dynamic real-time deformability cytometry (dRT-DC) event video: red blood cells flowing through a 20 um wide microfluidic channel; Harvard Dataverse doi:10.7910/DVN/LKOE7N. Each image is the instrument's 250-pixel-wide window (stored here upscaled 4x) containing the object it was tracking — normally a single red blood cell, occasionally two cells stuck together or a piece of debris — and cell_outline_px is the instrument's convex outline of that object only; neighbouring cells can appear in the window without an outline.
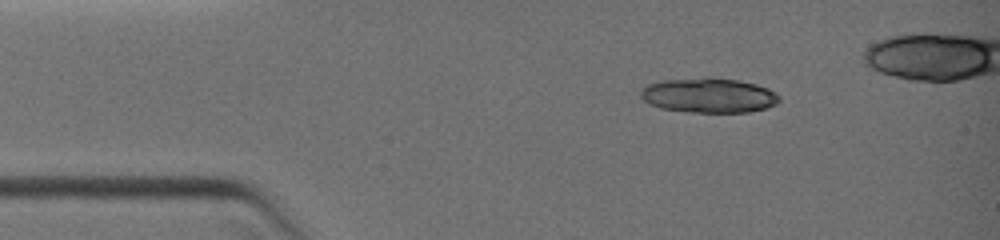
{"species": "common noctule bat (a hibernating species)", "species_latin": "Nyctalus noctula", "temperature_condition": "warm", "stored_images_in_passage": 16, "camera_frame_rate_fps": 3000, "um_per_image_px": 0.085, "animal": {"sex": "female", "body_mass_g": 19.0, "forearm_length_mm": 51.5}, "frame": {"image": 1, "passage_image": 4, "time_ms": 1.0, "image_size_px": [1000, 240], "cell_outline_px": [[780, 100], [776, 104], [764, 108], [748, 112], [688, 112], [660, 108], [648, 104], [640, 96], [640, 92], [648, 84], [660, 80], [704, 76], [712, 76], [736, 80], [756, 84], [768, 88], [780, 96]], "centroid_in_image_um": [60.21, 8.09], "position_along_channel_um": 24.8, "area_um2": 28.44}}